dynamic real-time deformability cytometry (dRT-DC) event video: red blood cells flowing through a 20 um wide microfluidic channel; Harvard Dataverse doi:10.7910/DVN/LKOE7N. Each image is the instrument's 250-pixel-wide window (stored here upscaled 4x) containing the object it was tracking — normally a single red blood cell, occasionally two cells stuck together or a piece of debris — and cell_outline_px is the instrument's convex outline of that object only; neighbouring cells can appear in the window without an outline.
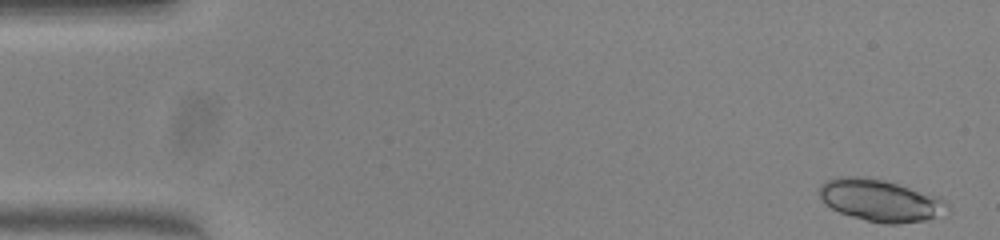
{"species": "common noctule bat (a hibernating species)", "species_latin": "Nyctalus noctula", "temperature_condition": "warm", "stored_images_in_passage": 49, "segment_of_instrument_passage": [1, 2], "camera_frame_rate_fps": 3000, "um_per_image_px": 0.085, "animal": {"sex": "female", "body_mass_g": 23.0, "forearm_length_mm": 53.4}, "frame": {"image": 1, "passage_image": 1, "time_ms": 0.0, "image_size_px": [1000, 240], "cell_outline_px": [[948, 208], [924, 220], [896, 224], [884, 224], [852, 216], [840, 212], [824, 204], [820, 196], [820, 184], [824, 180], [836, 176], [864, 176], [884, 180], [940, 196], [948, 204]], "centroid_in_image_um": [74.76, 17.0], "position_along_channel_um": 10.2, "area_um2": 31.04}}
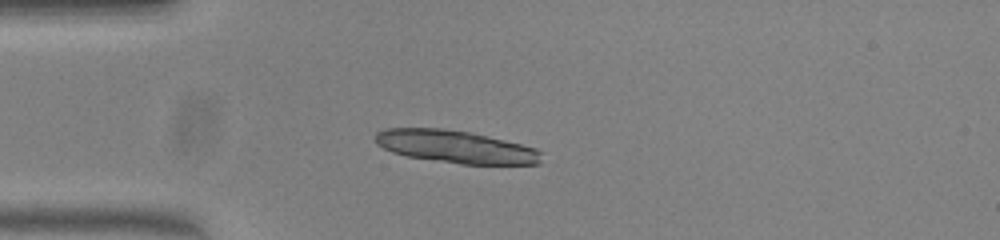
{"frame": {"image": 2, "passage_image": 12, "time_ms": 3.667, "image_size_px": [1000, 240], "cell_outline_px": [[544, 152], [540, 164], [460, 164], [408, 156], [392, 152], [376, 144], [376, 132], [384, 128], [444, 128], [468, 132], [504, 140], [536, 148]], "centroid_in_image_um": [38.75, 12.47], "position_along_channel_um": 46.3, "area_um2": 31.5}}